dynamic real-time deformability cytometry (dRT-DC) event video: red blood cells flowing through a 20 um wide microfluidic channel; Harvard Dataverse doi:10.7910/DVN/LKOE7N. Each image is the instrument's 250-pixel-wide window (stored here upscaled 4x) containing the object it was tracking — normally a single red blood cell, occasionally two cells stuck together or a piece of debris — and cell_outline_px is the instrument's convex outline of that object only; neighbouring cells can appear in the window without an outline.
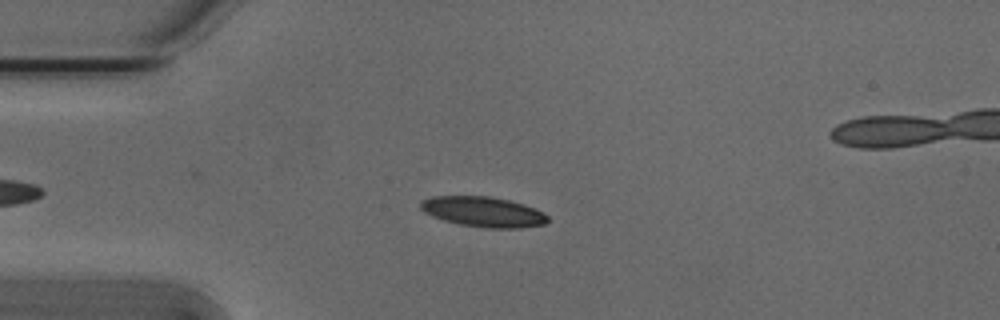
{"species": "Egyptian fruit bat (a non-hibernating species)", "species_latin": "Rousettus aegyptiacus", "temperature_condition": "cold", "stored_images_in_passage": 51, "segment_of_instrument_passage": [1, 2], "camera_frame_rate_fps": 3000, "um_per_image_px": 0.085, "animal": {"sex": "male"}, "frame": {"image": 1, "passage_image": 10, "time_ms": 3.0, "image_size_px": [1000, 320], "cell_outline_px": [[548, 220], [544, 224], [520, 228], [484, 228], [460, 224], [444, 220], [432, 216], [424, 212], [420, 208], [420, 200], [432, 196], [488, 196], [508, 200], [524, 204], [536, 208], [544, 212], [548, 216]], "centroid_in_image_um": [41.07, 18.0], "position_along_channel_um": 43.9, "area_um2": 22.48}}
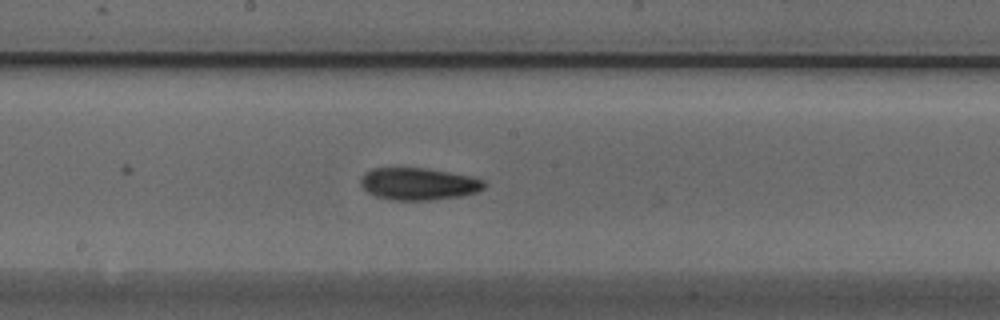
{"frame": {"image": 2, "passage_image": 25, "time_ms": 8.0, "image_size_px": [1000, 320], "cell_outline_px": [[488, 184], [484, 188], [476, 192], [460, 196], [428, 200], [392, 200], [376, 196], [368, 192], [360, 184], [360, 180], [364, 172], [372, 168], [428, 168], [472, 176], [484, 180]], "centroid_in_image_um": [35.59, 15.62], "position_along_channel_um": 212.6, "area_um2": 23.29}}
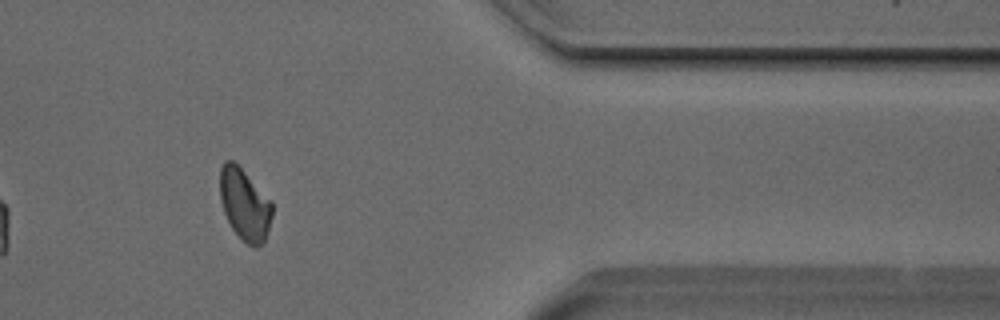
{"frame": {"image": 3, "passage_image": 41, "time_ms": 13.333, "image_size_px": [1000, 320], "cell_outline_px": [[272, 216], [264, 244], [256, 248], [252, 248], [232, 228], [224, 212], [220, 200], [220, 168], [224, 160], [232, 160], [272, 200]], "centroid_in_image_um": [20.81, 17.39], "position_along_channel_um": 390.6, "area_um2": 21.73}}